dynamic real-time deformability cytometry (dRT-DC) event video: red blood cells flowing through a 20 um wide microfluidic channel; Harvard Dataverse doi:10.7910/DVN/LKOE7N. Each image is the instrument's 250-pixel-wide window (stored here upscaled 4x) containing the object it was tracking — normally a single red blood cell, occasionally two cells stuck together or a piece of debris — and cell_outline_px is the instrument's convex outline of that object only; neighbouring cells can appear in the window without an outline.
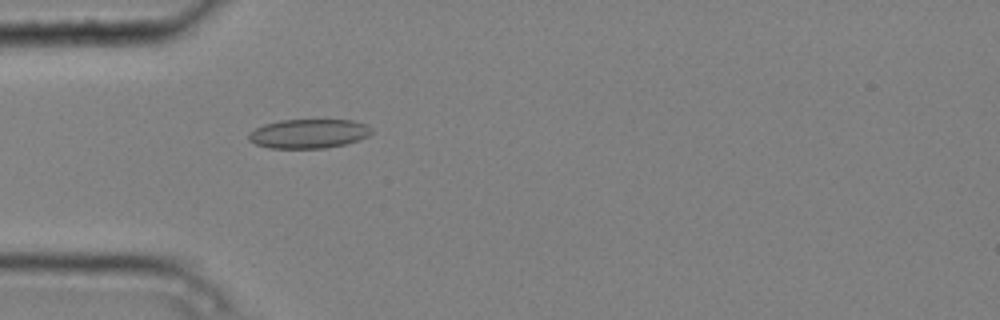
{"species": "common noctule bat (a hibernating species)", "species_latin": "Nyctalus noctula", "temperature_condition": "cold", "stored_images_in_passage": 4, "camera_frame_rate_fps": 3000, "um_per_image_px": 0.085, "animal": {"sex": "male", "body_mass_g": 20.4}, "frame": {"image": 1, "passage_image": 4, "time_ms": 1.0, "image_size_px": [1000, 320], "cell_outline_px": [[372, 132], [368, 136], [344, 144], [324, 148], [268, 148], [256, 144], [248, 140], [248, 132], [264, 124], [280, 120], [352, 120], [364, 124], [372, 128]], "centroid_in_image_um": [26.19, 11.36], "position_along_channel_um": 58.8, "area_um2": 20.81}}